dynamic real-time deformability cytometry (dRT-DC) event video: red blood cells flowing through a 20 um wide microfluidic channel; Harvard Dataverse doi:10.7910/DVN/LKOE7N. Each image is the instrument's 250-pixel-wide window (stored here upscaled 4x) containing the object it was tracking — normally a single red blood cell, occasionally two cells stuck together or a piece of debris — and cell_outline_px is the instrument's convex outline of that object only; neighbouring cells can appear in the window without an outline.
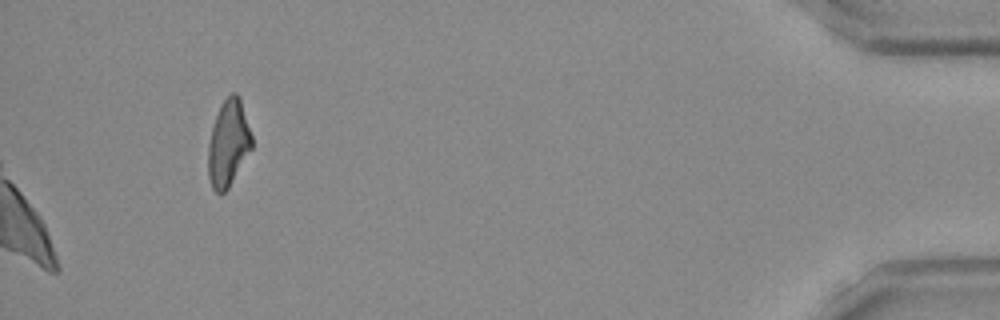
{"species": "Egyptian fruit bat (a non-hibernating species)", "species_latin": "Rousettus aegyptiacus", "temperature_condition": "room temperature", "stored_images_in_passage": 51, "camera_frame_rate_fps": 3000, "um_per_image_px": 0.085, "frame": {"image": 1, "passage_image": 51, "time_ms": 16.667, "image_size_px": [1000, 320], "cell_outline_px": [[252, 148], [228, 188], [224, 192], [216, 192], [212, 188], [208, 176], [208, 144], [212, 128], [220, 104], [232, 92], [236, 92], [240, 96], [252, 136]], "centroid_in_image_um": [19.41, 12.15], "position_along_channel_um": 415.8, "area_um2": 21.91}}